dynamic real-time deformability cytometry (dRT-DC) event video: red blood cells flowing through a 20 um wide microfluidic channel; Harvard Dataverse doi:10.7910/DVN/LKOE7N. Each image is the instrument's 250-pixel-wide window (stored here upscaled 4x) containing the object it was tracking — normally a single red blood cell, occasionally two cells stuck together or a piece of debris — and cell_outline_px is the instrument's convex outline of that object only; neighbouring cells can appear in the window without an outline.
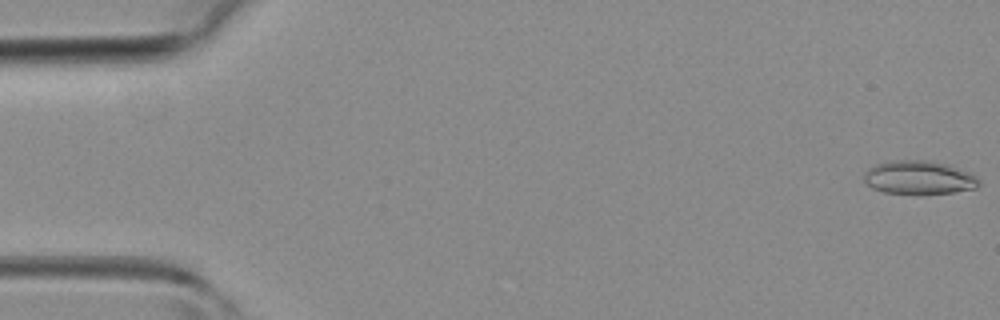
{"species": "common noctule bat (a hibernating species)", "species_latin": "Nyctalus noctula", "temperature_condition": "room temperature", "stored_images_in_passage": 8, "camera_frame_rate_fps": 3000, "um_per_image_px": 0.085, "animal": {"sex": "female", "body_mass_g": 19.3, "forearm_length_mm": 54.1}, "frame": {"image": 1, "passage_image": 1, "time_ms": 0.0, "image_size_px": [1000, 320], "cell_outline_px": [[980, 184], [976, 188], [952, 192], [920, 196], [884, 192], [872, 188], [864, 180], [864, 172], [868, 168], [876, 164], [888, 160], [928, 160], [952, 164], [976, 176], [980, 180]], "centroid_in_image_um": [78.12, 15.1], "position_along_channel_um": 6.9, "area_um2": 23.24}}